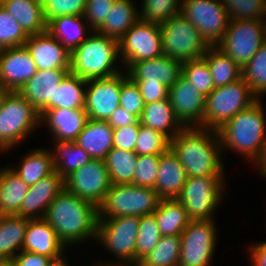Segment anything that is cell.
<instances>
[{"label":"cell","instance_id":"58","mask_svg":"<svg viewBox=\"0 0 266 266\" xmlns=\"http://www.w3.org/2000/svg\"><path fill=\"white\" fill-rule=\"evenodd\" d=\"M9 92L10 91L0 83V108L2 106L4 98L8 95Z\"/></svg>","mask_w":266,"mask_h":266},{"label":"cell","instance_id":"13","mask_svg":"<svg viewBox=\"0 0 266 266\" xmlns=\"http://www.w3.org/2000/svg\"><path fill=\"white\" fill-rule=\"evenodd\" d=\"M162 55V36L157 23L138 19L119 40V56L127 68L134 62Z\"/></svg>","mask_w":266,"mask_h":266},{"label":"cell","instance_id":"39","mask_svg":"<svg viewBox=\"0 0 266 266\" xmlns=\"http://www.w3.org/2000/svg\"><path fill=\"white\" fill-rule=\"evenodd\" d=\"M181 236H162L156 247L138 266H178Z\"/></svg>","mask_w":266,"mask_h":266},{"label":"cell","instance_id":"25","mask_svg":"<svg viewBox=\"0 0 266 266\" xmlns=\"http://www.w3.org/2000/svg\"><path fill=\"white\" fill-rule=\"evenodd\" d=\"M186 179L185 169L171 148L160 154L158 175L154 187L160 199H176Z\"/></svg>","mask_w":266,"mask_h":266},{"label":"cell","instance_id":"28","mask_svg":"<svg viewBox=\"0 0 266 266\" xmlns=\"http://www.w3.org/2000/svg\"><path fill=\"white\" fill-rule=\"evenodd\" d=\"M139 122L163 133L170 140L184 128L175 116L169 97L145 104Z\"/></svg>","mask_w":266,"mask_h":266},{"label":"cell","instance_id":"31","mask_svg":"<svg viewBox=\"0 0 266 266\" xmlns=\"http://www.w3.org/2000/svg\"><path fill=\"white\" fill-rule=\"evenodd\" d=\"M28 186L10 168L0 169V215L20 216V207Z\"/></svg>","mask_w":266,"mask_h":266},{"label":"cell","instance_id":"59","mask_svg":"<svg viewBox=\"0 0 266 266\" xmlns=\"http://www.w3.org/2000/svg\"><path fill=\"white\" fill-rule=\"evenodd\" d=\"M118 263H112V264H103V265H97V266H130V265H122V264H120L119 265V261H117Z\"/></svg>","mask_w":266,"mask_h":266},{"label":"cell","instance_id":"9","mask_svg":"<svg viewBox=\"0 0 266 266\" xmlns=\"http://www.w3.org/2000/svg\"><path fill=\"white\" fill-rule=\"evenodd\" d=\"M224 176L187 177L176 198L183 204L191 220H211L222 201Z\"/></svg>","mask_w":266,"mask_h":266},{"label":"cell","instance_id":"22","mask_svg":"<svg viewBox=\"0 0 266 266\" xmlns=\"http://www.w3.org/2000/svg\"><path fill=\"white\" fill-rule=\"evenodd\" d=\"M64 189V179L56 172L41 178L28 188L20 207V216L28 219L44 218L48 206Z\"/></svg>","mask_w":266,"mask_h":266},{"label":"cell","instance_id":"54","mask_svg":"<svg viewBox=\"0 0 266 266\" xmlns=\"http://www.w3.org/2000/svg\"><path fill=\"white\" fill-rule=\"evenodd\" d=\"M138 121L139 118L137 116L128 113L121 106H119L107 120L112 128H119L131 124H136Z\"/></svg>","mask_w":266,"mask_h":266},{"label":"cell","instance_id":"42","mask_svg":"<svg viewBox=\"0 0 266 266\" xmlns=\"http://www.w3.org/2000/svg\"><path fill=\"white\" fill-rule=\"evenodd\" d=\"M182 75L191 85L197 88V91L205 96L215 89L209 65L203 57L184 61L182 64Z\"/></svg>","mask_w":266,"mask_h":266},{"label":"cell","instance_id":"37","mask_svg":"<svg viewBox=\"0 0 266 266\" xmlns=\"http://www.w3.org/2000/svg\"><path fill=\"white\" fill-rule=\"evenodd\" d=\"M138 155L134 151L112 148L105 158L112 184H133Z\"/></svg>","mask_w":266,"mask_h":266},{"label":"cell","instance_id":"19","mask_svg":"<svg viewBox=\"0 0 266 266\" xmlns=\"http://www.w3.org/2000/svg\"><path fill=\"white\" fill-rule=\"evenodd\" d=\"M24 46L34 60L37 70H70L71 52L48 31L28 36Z\"/></svg>","mask_w":266,"mask_h":266},{"label":"cell","instance_id":"41","mask_svg":"<svg viewBox=\"0 0 266 266\" xmlns=\"http://www.w3.org/2000/svg\"><path fill=\"white\" fill-rule=\"evenodd\" d=\"M242 78L258 99L259 95L266 94V43L242 68Z\"/></svg>","mask_w":266,"mask_h":266},{"label":"cell","instance_id":"50","mask_svg":"<svg viewBox=\"0 0 266 266\" xmlns=\"http://www.w3.org/2000/svg\"><path fill=\"white\" fill-rule=\"evenodd\" d=\"M116 0H87L83 17L95 31L105 20Z\"/></svg>","mask_w":266,"mask_h":266},{"label":"cell","instance_id":"60","mask_svg":"<svg viewBox=\"0 0 266 266\" xmlns=\"http://www.w3.org/2000/svg\"><path fill=\"white\" fill-rule=\"evenodd\" d=\"M264 41L266 43V19H265V24H264Z\"/></svg>","mask_w":266,"mask_h":266},{"label":"cell","instance_id":"46","mask_svg":"<svg viewBox=\"0 0 266 266\" xmlns=\"http://www.w3.org/2000/svg\"><path fill=\"white\" fill-rule=\"evenodd\" d=\"M27 38L18 21L0 5V50L24 46Z\"/></svg>","mask_w":266,"mask_h":266},{"label":"cell","instance_id":"55","mask_svg":"<svg viewBox=\"0 0 266 266\" xmlns=\"http://www.w3.org/2000/svg\"><path fill=\"white\" fill-rule=\"evenodd\" d=\"M249 253L252 266H266V241L251 246Z\"/></svg>","mask_w":266,"mask_h":266},{"label":"cell","instance_id":"12","mask_svg":"<svg viewBox=\"0 0 266 266\" xmlns=\"http://www.w3.org/2000/svg\"><path fill=\"white\" fill-rule=\"evenodd\" d=\"M180 14L199 30L209 46L220 42L230 22L221 0H182Z\"/></svg>","mask_w":266,"mask_h":266},{"label":"cell","instance_id":"45","mask_svg":"<svg viewBox=\"0 0 266 266\" xmlns=\"http://www.w3.org/2000/svg\"><path fill=\"white\" fill-rule=\"evenodd\" d=\"M230 20H265L266 0H221Z\"/></svg>","mask_w":266,"mask_h":266},{"label":"cell","instance_id":"23","mask_svg":"<svg viewBox=\"0 0 266 266\" xmlns=\"http://www.w3.org/2000/svg\"><path fill=\"white\" fill-rule=\"evenodd\" d=\"M88 120L85 109L52 108L40 114V121L48 125L55 141L74 142Z\"/></svg>","mask_w":266,"mask_h":266},{"label":"cell","instance_id":"40","mask_svg":"<svg viewBox=\"0 0 266 266\" xmlns=\"http://www.w3.org/2000/svg\"><path fill=\"white\" fill-rule=\"evenodd\" d=\"M161 237L154 214L141 216L136 236L135 266L152 252Z\"/></svg>","mask_w":266,"mask_h":266},{"label":"cell","instance_id":"24","mask_svg":"<svg viewBox=\"0 0 266 266\" xmlns=\"http://www.w3.org/2000/svg\"><path fill=\"white\" fill-rule=\"evenodd\" d=\"M66 246L59 240L54 228L42 219H29L25 230L23 251L57 259Z\"/></svg>","mask_w":266,"mask_h":266},{"label":"cell","instance_id":"38","mask_svg":"<svg viewBox=\"0 0 266 266\" xmlns=\"http://www.w3.org/2000/svg\"><path fill=\"white\" fill-rule=\"evenodd\" d=\"M87 80L68 72L55 93V108L84 109Z\"/></svg>","mask_w":266,"mask_h":266},{"label":"cell","instance_id":"57","mask_svg":"<svg viewBox=\"0 0 266 266\" xmlns=\"http://www.w3.org/2000/svg\"><path fill=\"white\" fill-rule=\"evenodd\" d=\"M64 256H61L57 259H52L50 262L49 266H69L67 264V260L65 261V258L63 259Z\"/></svg>","mask_w":266,"mask_h":266},{"label":"cell","instance_id":"35","mask_svg":"<svg viewBox=\"0 0 266 266\" xmlns=\"http://www.w3.org/2000/svg\"><path fill=\"white\" fill-rule=\"evenodd\" d=\"M11 169L28 187L33 186L41 178L55 171L50 151L39 148L29 152L19 167H12Z\"/></svg>","mask_w":266,"mask_h":266},{"label":"cell","instance_id":"2","mask_svg":"<svg viewBox=\"0 0 266 266\" xmlns=\"http://www.w3.org/2000/svg\"><path fill=\"white\" fill-rule=\"evenodd\" d=\"M170 148L178 156L187 177L224 176L221 142L217 130L184 127Z\"/></svg>","mask_w":266,"mask_h":266},{"label":"cell","instance_id":"51","mask_svg":"<svg viewBox=\"0 0 266 266\" xmlns=\"http://www.w3.org/2000/svg\"><path fill=\"white\" fill-rule=\"evenodd\" d=\"M138 132L139 121L136 124L113 128V147L135 152Z\"/></svg>","mask_w":266,"mask_h":266},{"label":"cell","instance_id":"29","mask_svg":"<svg viewBox=\"0 0 266 266\" xmlns=\"http://www.w3.org/2000/svg\"><path fill=\"white\" fill-rule=\"evenodd\" d=\"M28 220L18 215H0L1 264H9L22 250Z\"/></svg>","mask_w":266,"mask_h":266},{"label":"cell","instance_id":"18","mask_svg":"<svg viewBox=\"0 0 266 266\" xmlns=\"http://www.w3.org/2000/svg\"><path fill=\"white\" fill-rule=\"evenodd\" d=\"M37 68L25 46L0 50V83L18 92L36 74Z\"/></svg>","mask_w":266,"mask_h":266},{"label":"cell","instance_id":"34","mask_svg":"<svg viewBox=\"0 0 266 266\" xmlns=\"http://www.w3.org/2000/svg\"><path fill=\"white\" fill-rule=\"evenodd\" d=\"M51 153L55 171L65 179L69 174L92 160L90 155L74 142L55 141Z\"/></svg>","mask_w":266,"mask_h":266},{"label":"cell","instance_id":"20","mask_svg":"<svg viewBox=\"0 0 266 266\" xmlns=\"http://www.w3.org/2000/svg\"><path fill=\"white\" fill-rule=\"evenodd\" d=\"M67 69L37 70L18 91L41 114L55 108V93Z\"/></svg>","mask_w":266,"mask_h":266},{"label":"cell","instance_id":"26","mask_svg":"<svg viewBox=\"0 0 266 266\" xmlns=\"http://www.w3.org/2000/svg\"><path fill=\"white\" fill-rule=\"evenodd\" d=\"M92 159L105 160L113 148V128L107 121L89 119L74 141Z\"/></svg>","mask_w":266,"mask_h":266},{"label":"cell","instance_id":"8","mask_svg":"<svg viewBox=\"0 0 266 266\" xmlns=\"http://www.w3.org/2000/svg\"><path fill=\"white\" fill-rule=\"evenodd\" d=\"M159 26L164 55L184 62L202 58L210 47L199 30L180 13Z\"/></svg>","mask_w":266,"mask_h":266},{"label":"cell","instance_id":"47","mask_svg":"<svg viewBox=\"0 0 266 266\" xmlns=\"http://www.w3.org/2000/svg\"><path fill=\"white\" fill-rule=\"evenodd\" d=\"M87 0H42L47 23L58 16H83Z\"/></svg>","mask_w":266,"mask_h":266},{"label":"cell","instance_id":"33","mask_svg":"<svg viewBox=\"0 0 266 266\" xmlns=\"http://www.w3.org/2000/svg\"><path fill=\"white\" fill-rule=\"evenodd\" d=\"M153 214L162 236L181 235L191 220L177 199H160Z\"/></svg>","mask_w":266,"mask_h":266},{"label":"cell","instance_id":"21","mask_svg":"<svg viewBox=\"0 0 266 266\" xmlns=\"http://www.w3.org/2000/svg\"><path fill=\"white\" fill-rule=\"evenodd\" d=\"M182 64L179 59L162 55L134 62L127 68L126 73L133 82H160L170 88L182 75Z\"/></svg>","mask_w":266,"mask_h":266},{"label":"cell","instance_id":"43","mask_svg":"<svg viewBox=\"0 0 266 266\" xmlns=\"http://www.w3.org/2000/svg\"><path fill=\"white\" fill-rule=\"evenodd\" d=\"M171 140L163 133L139 122L135 153L137 155H160L170 149Z\"/></svg>","mask_w":266,"mask_h":266},{"label":"cell","instance_id":"7","mask_svg":"<svg viewBox=\"0 0 266 266\" xmlns=\"http://www.w3.org/2000/svg\"><path fill=\"white\" fill-rule=\"evenodd\" d=\"M160 201L154 188L133 184H112L98 207V218L153 214Z\"/></svg>","mask_w":266,"mask_h":266},{"label":"cell","instance_id":"44","mask_svg":"<svg viewBox=\"0 0 266 266\" xmlns=\"http://www.w3.org/2000/svg\"><path fill=\"white\" fill-rule=\"evenodd\" d=\"M139 19L162 24L180 13L182 0H143Z\"/></svg>","mask_w":266,"mask_h":266},{"label":"cell","instance_id":"52","mask_svg":"<svg viewBox=\"0 0 266 266\" xmlns=\"http://www.w3.org/2000/svg\"><path fill=\"white\" fill-rule=\"evenodd\" d=\"M145 104L168 98L169 88L160 82H135Z\"/></svg>","mask_w":266,"mask_h":266},{"label":"cell","instance_id":"56","mask_svg":"<svg viewBox=\"0 0 266 266\" xmlns=\"http://www.w3.org/2000/svg\"><path fill=\"white\" fill-rule=\"evenodd\" d=\"M255 164L258 165V168L260 167V175L266 177V143L261 149L259 156L255 160Z\"/></svg>","mask_w":266,"mask_h":266},{"label":"cell","instance_id":"48","mask_svg":"<svg viewBox=\"0 0 266 266\" xmlns=\"http://www.w3.org/2000/svg\"><path fill=\"white\" fill-rule=\"evenodd\" d=\"M159 163L160 155H138L133 185L154 188Z\"/></svg>","mask_w":266,"mask_h":266},{"label":"cell","instance_id":"5","mask_svg":"<svg viewBox=\"0 0 266 266\" xmlns=\"http://www.w3.org/2000/svg\"><path fill=\"white\" fill-rule=\"evenodd\" d=\"M257 100L243 78L225 86L215 87L206 96L202 128L220 129L238 112L250 107Z\"/></svg>","mask_w":266,"mask_h":266},{"label":"cell","instance_id":"16","mask_svg":"<svg viewBox=\"0 0 266 266\" xmlns=\"http://www.w3.org/2000/svg\"><path fill=\"white\" fill-rule=\"evenodd\" d=\"M124 74L87 80L84 109L89 119L107 121L120 106L121 86L128 78Z\"/></svg>","mask_w":266,"mask_h":266},{"label":"cell","instance_id":"10","mask_svg":"<svg viewBox=\"0 0 266 266\" xmlns=\"http://www.w3.org/2000/svg\"><path fill=\"white\" fill-rule=\"evenodd\" d=\"M139 216L98 218L96 239L115 255L122 265L135 266Z\"/></svg>","mask_w":266,"mask_h":266},{"label":"cell","instance_id":"3","mask_svg":"<svg viewBox=\"0 0 266 266\" xmlns=\"http://www.w3.org/2000/svg\"><path fill=\"white\" fill-rule=\"evenodd\" d=\"M261 100L238 112L217 130L221 147L237 151L254 162L266 143V117Z\"/></svg>","mask_w":266,"mask_h":266},{"label":"cell","instance_id":"30","mask_svg":"<svg viewBox=\"0 0 266 266\" xmlns=\"http://www.w3.org/2000/svg\"><path fill=\"white\" fill-rule=\"evenodd\" d=\"M132 0H116L104 22L94 31L120 40L139 19V12Z\"/></svg>","mask_w":266,"mask_h":266},{"label":"cell","instance_id":"4","mask_svg":"<svg viewBox=\"0 0 266 266\" xmlns=\"http://www.w3.org/2000/svg\"><path fill=\"white\" fill-rule=\"evenodd\" d=\"M96 33V34H95ZM71 51L69 72L84 80L115 76L119 56V41L95 32Z\"/></svg>","mask_w":266,"mask_h":266},{"label":"cell","instance_id":"49","mask_svg":"<svg viewBox=\"0 0 266 266\" xmlns=\"http://www.w3.org/2000/svg\"><path fill=\"white\" fill-rule=\"evenodd\" d=\"M120 106L128 113L140 118L145 103L139 88L129 77L122 83L120 92Z\"/></svg>","mask_w":266,"mask_h":266},{"label":"cell","instance_id":"11","mask_svg":"<svg viewBox=\"0 0 266 266\" xmlns=\"http://www.w3.org/2000/svg\"><path fill=\"white\" fill-rule=\"evenodd\" d=\"M264 24L265 20H230L216 47L243 68L265 43Z\"/></svg>","mask_w":266,"mask_h":266},{"label":"cell","instance_id":"14","mask_svg":"<svg viewBox=\"0 0 266 266\" xmlns=\"http://www.w3.org/2000/svg\"><path fill=\"white\" fill-rule=\"evenodd\" d=\"M216 225L211 220H190L181 233L178 266H210L216 247Z\"/></svg>","mask_w":266,"mask_h":266},{"label":"cell","instance_id":"27","mask_svg":"<svg viewBox=\"0 0 266 266\" xmlns=\"http://www.w3.org/2000/svg\"><path fill=\"white\" fill-rule=\"evenodd\" d=\"M0 5L18 21L28 36L47 31L42 0H0Z\"/></svg>","mask_w":266,"mask_h":266},{"label":"cell","instance_id":"36","mask_svg":"<svg viewBox=\"0 0 266 266\" xmlns=\"http://www.w3.org/2000/svg\"><path fill=\"white\" fill-rule=\"evenodd\" d=\"M203 58L209 65L215 87L225 86L242 78V68L216 46H210Z\"/></svg>","mask_w":266,"mask_h":266},{"label":"cell","instance_id":"15","mask_svg":"<svg viewBox=\"0 0 266 266\" xmlns=\"http://www.w3.org/2000/svg\"><path fill=\"white\" fill-rule=\"evenodd\" d=\"M112 183L105 160L92 159L64 179V188L99 207Z\"/></svg>","mask_w":266,"mask_h":266},{"label":"cell","instance_id":"6","mask_svg":"<svg viewBox=\"0 0 266 266\" xmlns=\"http://www.w3.org/2000/svg\"><path fill=\"white\" fill-rule=\"evenodd\" d=\"M39 124L40 113L19 92L10 91L0 108V152L16 147Z\"/></svg>","mask_w":266,"mask_h":266},{"label":"cell","instance_id":"17","mask_svg":"<svg viewBox=\"0 0 266 266\" xmlns=\"http://www.w3.org/2000/svg\"><path fill=\"white\" fill-rule=\"evenodd\" d=\"M168 97L175 116L184 127L202 128L206 96L197 91L183 75L169 88Z\"/></svg>","mask_w":266,"mask_h":266},{"label":"cell","instance_id":"32","mask_svg":"<svg viewBox=\"0 0 266 266\" xmlns=\"http://www.w3.org/2000/svg\"><path fill=\"white\" fill-rule=\"evenodd\" d=\"M84 19L83 16H58L47 23V31L71 52L88 38L89 24Z\"/></svg>","mask_w":266,"mask_h":266},{"label":"cell","instance_id":"1","mask_svg":"<svg viewBox=\"0 0 266 266\" xmlns=\"http://www.w3.org/2000/svg\"><path fill=\"white\" fill-rule=\"evenodd\" d=\"M43 219L65 246L97 237L98 207L65 188L48 206Z\"/></svg>","mask_w":266,"mask_h":266},{"label":"cell","instance_id":"53","mask_svg":"<svg viewBox=\"0 0 266 266\" xmlns=\"http://www.w3.org/2000/svg\"><path fill=\"white\" fill-rule=\"evenodd\" d=\"M52 258L21 250L9 263L11 266H49Z\"/></svg>","mask_w":266,"mask_h":266}]
</instances>
